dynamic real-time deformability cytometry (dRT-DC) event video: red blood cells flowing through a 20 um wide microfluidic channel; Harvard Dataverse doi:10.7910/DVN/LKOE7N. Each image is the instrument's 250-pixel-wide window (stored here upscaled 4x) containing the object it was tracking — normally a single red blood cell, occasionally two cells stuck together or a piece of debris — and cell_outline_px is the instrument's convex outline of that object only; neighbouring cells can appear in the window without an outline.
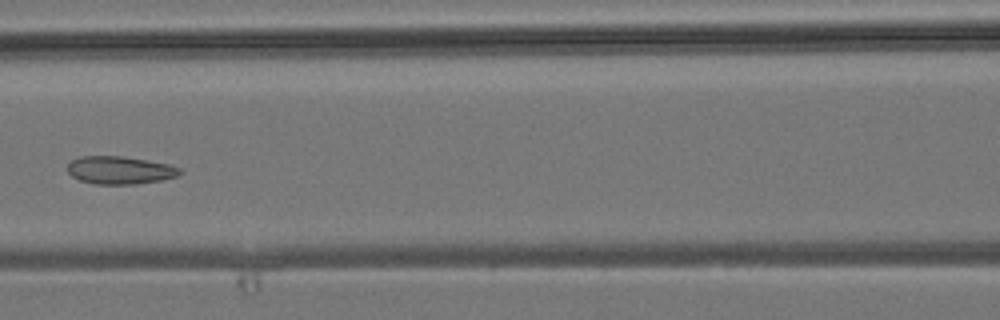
{"species": "common noctule bat (a hibernating species)", "species_latin": "Nyctalus noctula", "temperature_condition": "room temperature", "stored_images_in_passage": 6, "camera_frame_rate_fps": 3000, "um_per_image_px": 0.085, "animal": {"sex": "male", "body_mass_g": 19.2, "forearm_length_mm": 51.8}, "frame": {"image": 1, "passage_image": 5, "time_ms": 5.667, "image_size_px": [1000, 320], "cell_outline_px": [[184, 172], [176, 176], [160, 180], [136, 184], [92, 184], [80, 180], [72, 176], [68, 172], [68, 164], [72, 160], [80, 156], [120, 156], [168, 164], [180, 168]], "centroid_in_image_um": [10.17, 14.47], "position_along_channel_um": 156.4, "area_um2": 18.09}}
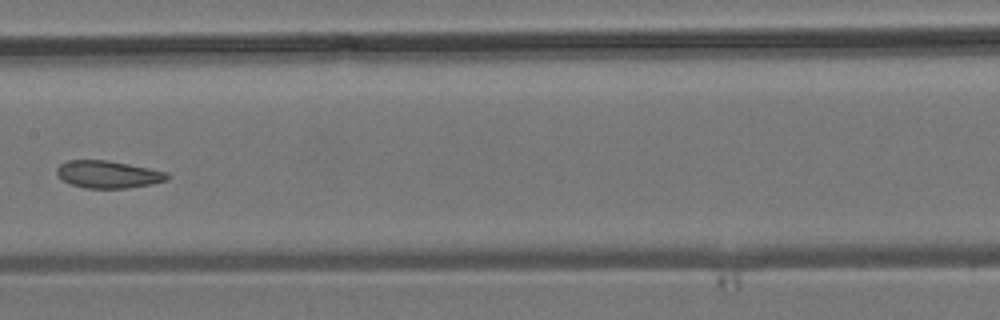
{"frame": {"image": 2, "passage_image": 6, "time_ms": 6.667, "image_size_px": [1000, 320], "cell_outline_px": [[168, 180], [152, 184], [128, 188], [84, 188], [72, 184], [64, 180], [56, 172], [56, 168], [60, 164], [68, 160], [108, 160], [168, 172]], "centroid_in_image_um": [9.2, 14.82], "position_along_channel_um": 198.2, "area_um2": 17.51}}